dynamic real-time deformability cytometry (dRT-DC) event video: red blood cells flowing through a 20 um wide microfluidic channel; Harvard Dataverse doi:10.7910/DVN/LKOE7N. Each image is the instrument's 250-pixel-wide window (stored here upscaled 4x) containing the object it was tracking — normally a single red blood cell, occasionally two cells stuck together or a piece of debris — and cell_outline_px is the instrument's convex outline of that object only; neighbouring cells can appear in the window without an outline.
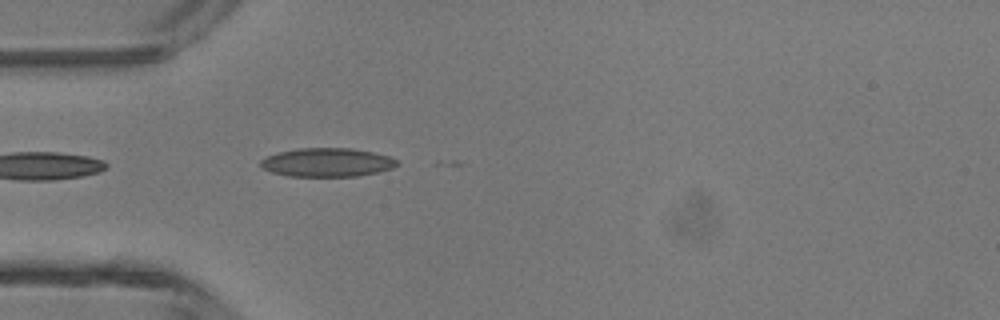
{"species": "common noctule bat (a hibernating species)", "species_latin": "Nyctalus noctula", "temperature_condition": "room temperature", "stored_images_in_passage": 8, "camera_frame_rate_fps": 3000, "um_per_image_px": 0.085, "animal": {"sex": "male", "body_mass_g": 13.3}, "frame": {"image": 1, "passage_image": 1, "time_ms": 0.0, "image_size_px": [1000, 320], "cell_outline_px": [[400, 164], [392, 168], [376, 172], [356, 176], [288, 176], [272, 172], [264, 168], [260, 164], [260, 160], [268, 156], [280, 152], [296, 148], [352, 148], [372, 152], [388, 156], [396, 160]], "centroid_in_image_um": [27.8, 13.8], "position_along_channel_um": 57.2, "area_um2": 22.6}}
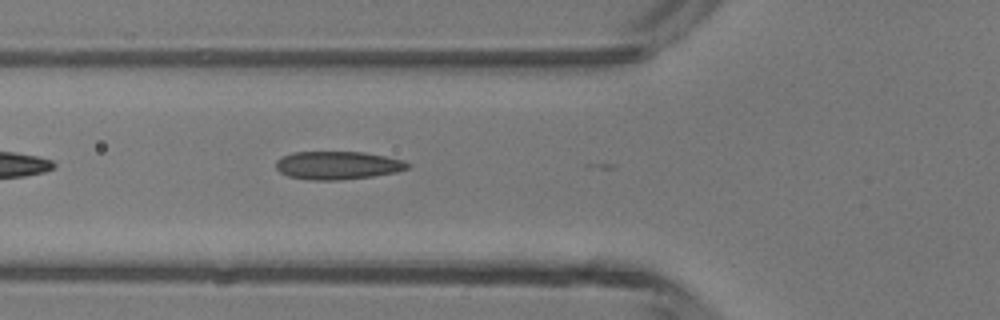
{"frame": {"image": 2, "passage_image": 4, "time_ms": 1.0, "image_size_px": [1000, 320], "cell_outline_px": [[408, 168], [396, 172], [372, 176], [340, 180], [312, 180], [288, 176], [280, 172], [276, 168], [276, 160], [280, 156], [292, 152], [364, 152], [404, 160], [408, 164]], "centroid_in_image_um": [28.66, 14.05], "position_along_channel_um": 97.1, "area_um2": 21.56}}
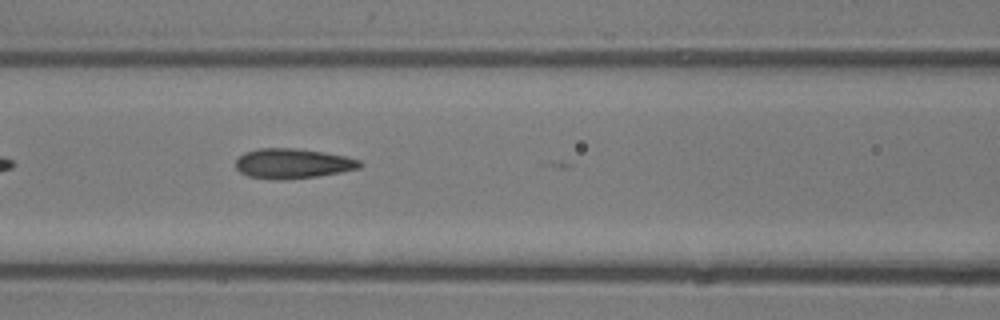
{"frame": {"image": 3, "passage_image": 7, "time_ms": 2.0, "image_size_px": [1000, 320], "cell_outline_px": [[364, 164], [360, 168], [320, 176], [280, 180], [272, 180], [248, 176], [240, 172], [236, 168], [236, 160], [244, 152], [260, 148], [292, 148], [324, 152], [344, 156], [360, 160]], "centroid_in_image_um": [24.88, 13.91], "position_along_channel_um": 141.7, "area_um2": 21.73}}